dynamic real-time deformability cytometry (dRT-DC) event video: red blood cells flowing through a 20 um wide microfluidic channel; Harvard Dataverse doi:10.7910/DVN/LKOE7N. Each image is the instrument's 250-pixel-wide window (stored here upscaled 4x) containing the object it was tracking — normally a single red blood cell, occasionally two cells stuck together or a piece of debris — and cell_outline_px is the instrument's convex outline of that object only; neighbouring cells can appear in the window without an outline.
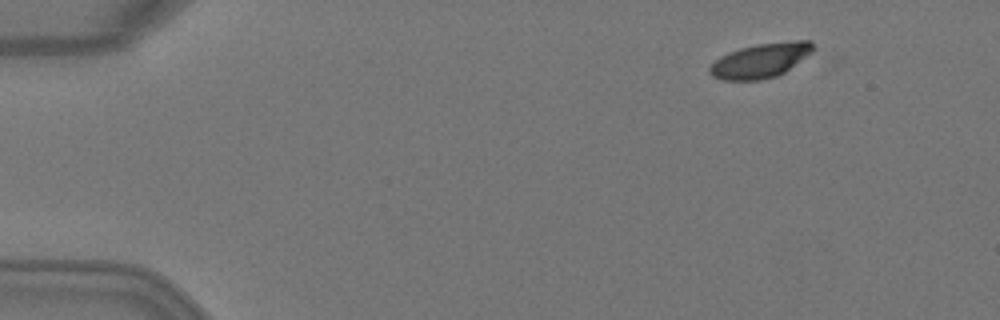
{"species": "Egyptian fruit bat (a non-hibernating species)", "species_latin": "Rousettus aegyptiacus", "temperature_condition": "warm", "stored_images_in_passage": 5, "camera_frame_rate_fps": 3000, "um_per_image_px": 0.085, "animal": {"sex": "female"}, "frame": {"image": 1, "passage_image": 2, "time_ms": 0.333, "image_size_px": [1000, 320], "cell_outline_px": [[816, 48], [812, 52], [784, 72], [776, 76], [760, 80], [724, 80], [712, 76], [708, 72], [708, 68], [720, 56], [728, 52], [740, 48], [760, 44], [796, 40], [812, 40]], "centroid_in_image_um": [64.65, 5.14], "position_along_channel_um": 20.3, "area_um2": 20.69}}